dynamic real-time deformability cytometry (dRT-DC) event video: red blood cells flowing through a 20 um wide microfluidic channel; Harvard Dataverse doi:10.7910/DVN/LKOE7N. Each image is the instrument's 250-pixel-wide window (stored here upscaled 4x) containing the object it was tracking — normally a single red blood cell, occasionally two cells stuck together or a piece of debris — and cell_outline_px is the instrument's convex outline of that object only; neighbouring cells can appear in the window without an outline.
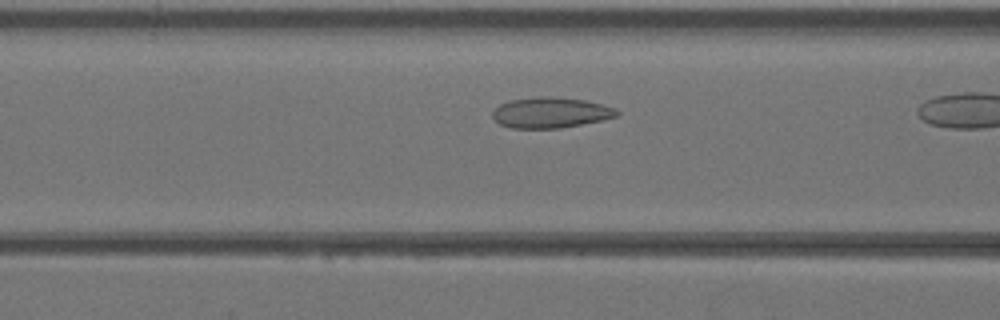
{"species": "Egyptian fruit bat (a non-hibernating species)", "species_latin": "Rousettus aegyptiacus", "temperature_condition": "warm", "stored_images_in_passage": 23, "camera_frame_rate_fps": 3000, "um_per_image_px": 0.085, "animal": {"sex": "female"}, "frame": {"image": 1, "passage_image": 7, "time_ms": 2.0, "image_size_px": [1000, 320], "cell_outline_px": [[620, 112], [616, 116], [604, 120], [560, 128], [512, 128], [500, 124], [492, 116], [492, 112], [500, 104], [508, 100], [540, 96], [548, 96], [584, 100], [616, 108]], "centroid_in_image_um": [46.8, 9.57], "position_along_channel_um": 119.8, "area_um2": 22.14}}
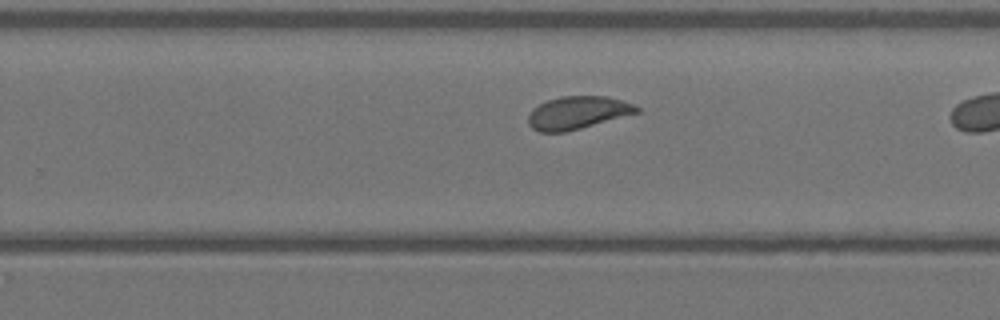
{"frame": {"image": 2, "passage_image": 17, "time_ms": 5.333, "image_size_px": [1000, 320], "cell_outline_px": [[640, 112], [568, 132], [540, 132], [532, 128], [528, 124], [528, 116], [532, 108], [548, 100], [560, 96], [608, 96], [632, 104], [640, 108]], "centroid_in_image_um": [49.08, 9.59], "position_along_channel_um": 280.7, "area_um2": 20.81}}